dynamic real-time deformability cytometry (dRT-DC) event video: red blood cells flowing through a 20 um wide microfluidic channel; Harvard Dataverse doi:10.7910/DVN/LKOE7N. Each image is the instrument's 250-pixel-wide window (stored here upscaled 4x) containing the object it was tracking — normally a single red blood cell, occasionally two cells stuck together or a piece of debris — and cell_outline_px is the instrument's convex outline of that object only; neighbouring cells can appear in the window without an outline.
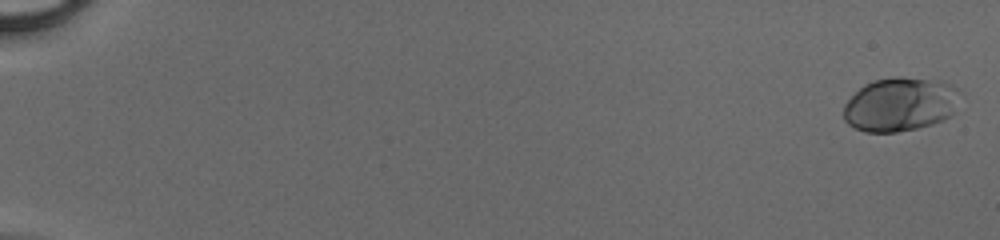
{"species": "human", "species_latin": "Homo sapiens", "temperature_condition": "cold", "stored_images_in_passage": 50, "camera_frame_rate_fps": 3000, "um_per_image_px": 0.085, "donor": {"sex": "male"}, "frame": {"image": 1, "passage_image": 2, "time_ms": 0.333, "image_size_px": [1000, 240], "cell_outline_px": [[964, 96], [952, 112], [944, 120], [932, 124], [916, 128], [896, 132], [864, 132], [848, 124], [844, 120], [844, 104], [864, 84], [876, 80], [892, 76], [900, 76], [940, 80], [952, 84]], "centroid_in_image_um": [76.56, 8.85], "position_along_channel_um": 8.4, "area_um2": 36.93}}
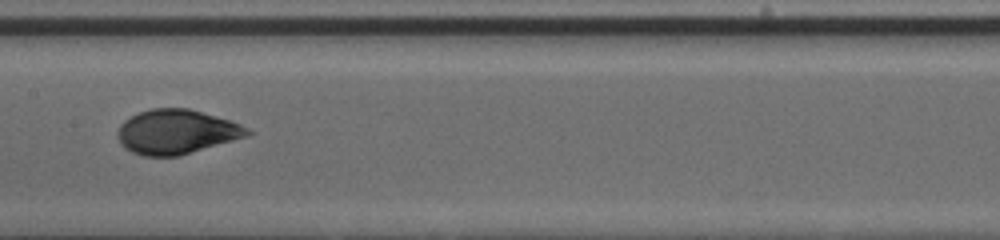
{"frame": {"image": 2, "passage_image": 29, "time_ms": 9.333, "image_size_px": [1000, 240], "cell_outline_px": [[252, 132], [248, 136], [176, 156], [144, 156], [132, 152], [124, 148], [120, 144], [116, 136], [116, 132], [120, 124], [124, 120], [140, 112], [152, 108], [188, 108], [228, 120], [240, 124], [248, 128]], "centroid_in_image_um": [14.94, 11.2], "position_along_channel_um": 192.5, "area_um2": 33.35}}
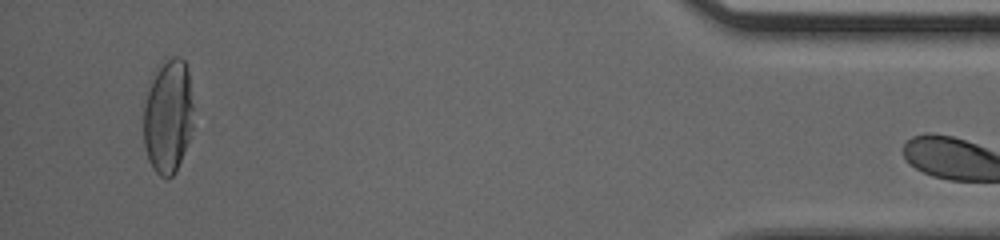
{"frame": {"image": 3, "passage_image": 49, "time_ms": 16.0, "image_size_px": [1000, 240], "cell_outline_px": [[192, 128], [188, 140], [176, 172], [172, 176], [160, 176], [152, 168], [148, 160], [144, 144], [144, 104], [152, 72], [156, 64], [164, 56], [180, 56], [184, 60], [188, 68], [192, 104]], "centroid_in_image_um": [14.26, 9.77], "position_along_channel_um": 420.9, "area_um2": 33.76}}